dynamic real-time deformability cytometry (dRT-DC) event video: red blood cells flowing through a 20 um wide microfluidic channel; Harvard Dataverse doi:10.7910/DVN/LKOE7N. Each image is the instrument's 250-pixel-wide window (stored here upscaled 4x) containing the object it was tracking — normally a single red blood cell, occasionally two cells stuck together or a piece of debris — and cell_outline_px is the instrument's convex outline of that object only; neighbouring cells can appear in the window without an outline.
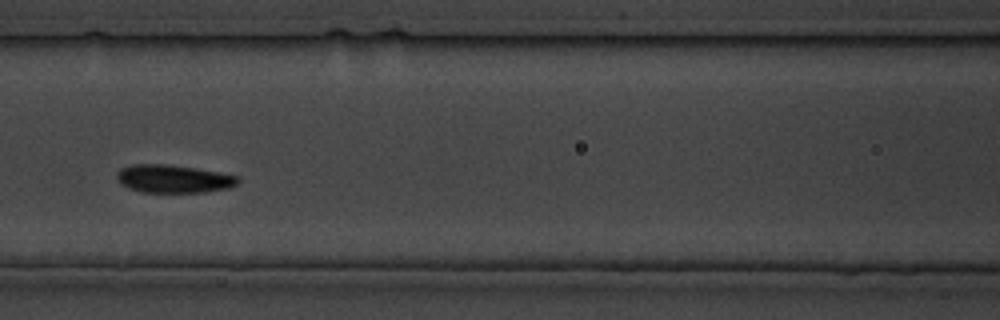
{"species": "common noctule bat (a hibernating species)", "species_latin": "Nyctalus noctula", "temperature_condition": "cold", "stored_images_in_passage": 19, "camera_frame_rate_fps": 3000, "um_per_image_px": 0.085, "animal": {"sex": "male", "body_mass_g": 19.5, "forearm_length_mm": 54.6}, "frame": {"image": 1, "passage_image": 9, "time_ms": 9.333, "image_size_px": [1000, 320], "cell_outline_px": [[240, 180], [236, 184], [228, 188], [204, 192], [140, 192], [128, 188], [120, 184], [116, 180], [116, 172], [120, 168], [132, 164], [164, 164], [220, 172], [240, 176]], "centroid_in_image_um": [14.7, 15.2], "position_along_channel_um": 151.9, "area_um2": 19.88}}
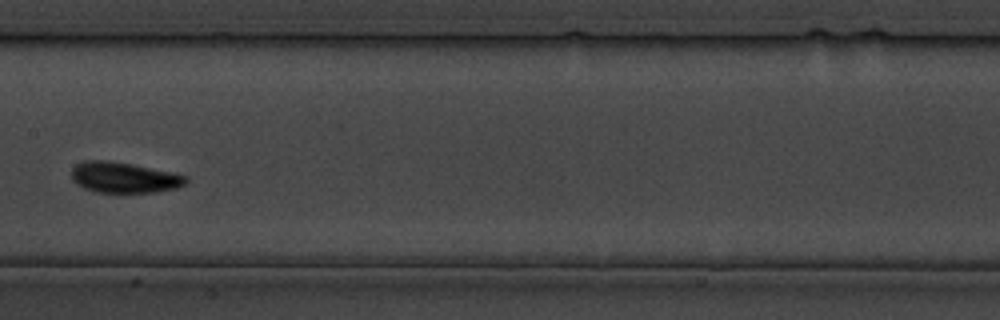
{"frame": {"image": 2, "passage_image": 11, "time_ms": 12.333, "image_size_px": [1000, 320], "cell_outline_px": [[188, 180], [184, 184], [176, 188], [156, 192], [96, 192], [84, 188], [76, 184], [72, 180], [72, 168], [76, 164], [84, 160], [104, 160], [132, 164], [188, 176]], "centroid_in_image_um": [10.51, 15.08], "position_along_channel_um": 196.9, "area_um2": 20.35}}